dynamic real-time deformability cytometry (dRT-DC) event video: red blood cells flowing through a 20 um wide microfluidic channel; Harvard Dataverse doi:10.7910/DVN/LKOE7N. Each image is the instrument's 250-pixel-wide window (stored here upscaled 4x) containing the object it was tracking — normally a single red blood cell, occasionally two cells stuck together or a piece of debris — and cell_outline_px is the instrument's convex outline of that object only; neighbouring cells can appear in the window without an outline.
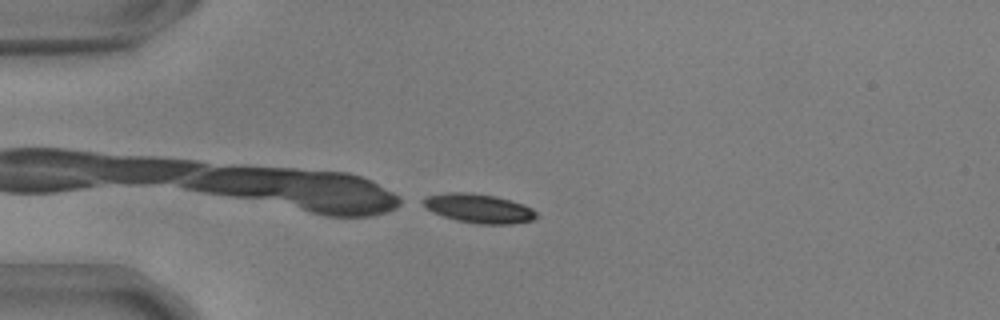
{"species": "common noctule bat (a hibernating species)", "species_latin": "Nyctalus noctula", "temperature_condition": "warm", "stored_images_in_passage": 14, "camera_frame_rate_fps": 3000, "um_per_image_px": 0.085, "animal": {"sex": "male", "body_mass_g": 17.9, "forearm_length_mm": 54.2}, "frame": {"image": 1, "passage_image": 14, "time_ms": 4.333, "image_size_px": [1000, 320], "cell_outline_px": [[536, 216], [532, 220], [512, 224], [476, 224], [456, 220], [432, 212], [416, 200], [424, 196], [448, 192], [472, 192], [496, 196], [524, 204], [532, 208], [536, 212]], "centroid_in_image_um": [40.62, 17.7], "position_along_channel_um": 44.4, "area_um2": 19.54}}